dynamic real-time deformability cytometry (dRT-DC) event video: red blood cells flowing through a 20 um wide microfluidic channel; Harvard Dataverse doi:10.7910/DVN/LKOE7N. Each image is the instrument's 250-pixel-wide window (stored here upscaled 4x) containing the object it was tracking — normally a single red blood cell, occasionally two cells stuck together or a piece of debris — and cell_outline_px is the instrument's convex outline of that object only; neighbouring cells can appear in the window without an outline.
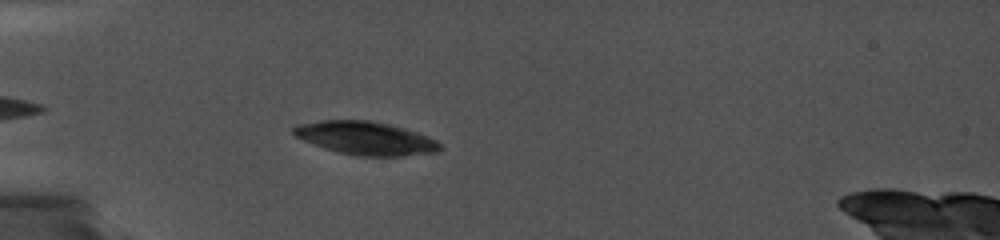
{"species": "common noctule bat (a hibernating species)", "species_latin": "Nyctalus noctula", "temperature_condition": "cold", "stored_images_in_passage": 15, "camera_frame_rate_fps": 5000, "um_per_image_px": 0.085, "animal": {"sex": "female", "body_mass_g": 19.0, "forearm_length_mm": 56.7}, "frame": {"image": 1, "passage_image": 8, "time_ms": 1.6, "image_size_px": [1000, 240], "cell_outline_px": [[444, 148], [436, 152], [404, 156], [356, 156], [324, 148], [304, 140], [296, 136], [292, 132], [292, 128], [296, 124], [320, 120], [372, 120], [404, 128], [416, 132], [436, 140]], "centroid_in_image_um": [31.07, 11.74], "position_along_channel_um": 53.9, "area_um2": 28.38}}